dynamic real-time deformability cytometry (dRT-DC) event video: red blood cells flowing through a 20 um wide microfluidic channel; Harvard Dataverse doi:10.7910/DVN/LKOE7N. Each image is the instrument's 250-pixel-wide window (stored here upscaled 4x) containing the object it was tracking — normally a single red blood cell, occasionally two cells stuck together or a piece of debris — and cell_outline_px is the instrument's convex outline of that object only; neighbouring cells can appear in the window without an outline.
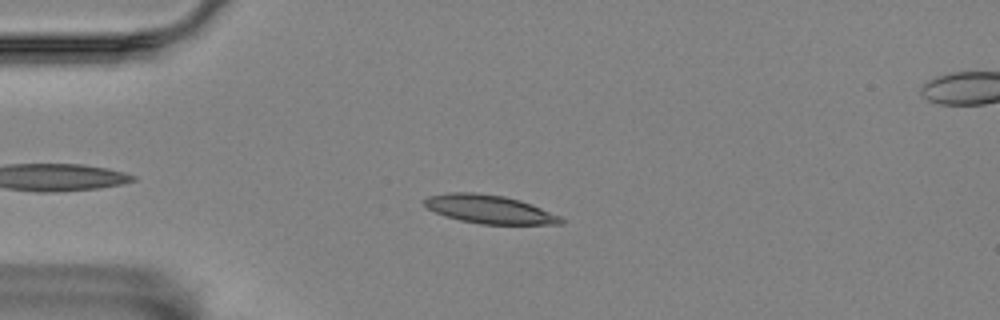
{"species": "Egyptian fruit bat (a non-hibernating species)", "species_latin": "Rousettus aegyptiacus", "temperature_condition": "room temperature", "stored_images_in_passage": 50, "camera_frame_rate_fps": 3000, "um_per_image_px": 0.085, "animal": {"sex": "female"}, "frame": {"image": 1, "passage_image": 7, "time_ms": 2.0, "image_size_px": [1000, 320], "cell_outline_px": [[564, 224], [480, 224], [460, 220], [444, 216], [428, 208], [424, 204], [424, 200], [428, 196], [448, 192], [476, 192], [504, 196], [520, 200], [532, 204], [560, 216], [564, 220]], "centroid_in_image_um": [41.6, 17.78], "position_along_channel_um": 43.4, "area_um2": 22.66}}
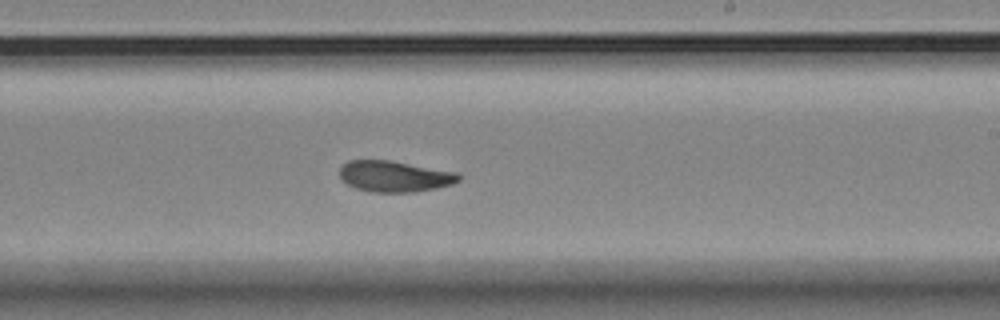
{"frame": {"image": 2, "passage_image": 27, "time_ms": 8.667, "image_size_px": [1000, 320], "cell_outline_px": [[460, 180], [452, 184], [436, 188], [416, 192], [372, 192], [356, 188], [340, 180], [340, 168], [348, 160], [388, 160], [456, 172], [460, 176]], "centroid_in_image_um": [33.51, 14.99], "position_along_channel_um": 255.5, "area_um2": 21.44}}
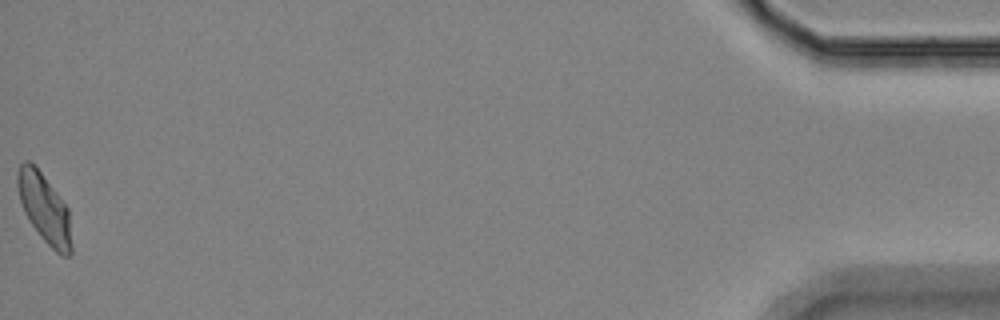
{"frame": {"image": 3, "passage_image": 50, "time_ms": 16.333, "image_size_px": [1000, 320], "cell_outline_px": [[72, 252], [68, 256], [60, 256], [44, 240], [32, 224], [24, 212], [20, 200], [16, 184], [16, 176], [20, 164], [24, 160], [28, 160], [40, 172], [68, 208], [72, 244]], "centroid_in_image_um": [3.77, 17.73], "position_along_channel_um": 431.4, "area_um2": 21.44}, "authors_computed_cell_mechanics": {"area_um2": 21.6172, "velocity_mm_per_s": 3.514, "shape_relaxation_time_tau1_ms": 7.036, "shape_relaxation_time_tau2_ms": 3.602, "deformation_change_tau1": 0.2011, "deformation_change_tau2": 0.0868}}